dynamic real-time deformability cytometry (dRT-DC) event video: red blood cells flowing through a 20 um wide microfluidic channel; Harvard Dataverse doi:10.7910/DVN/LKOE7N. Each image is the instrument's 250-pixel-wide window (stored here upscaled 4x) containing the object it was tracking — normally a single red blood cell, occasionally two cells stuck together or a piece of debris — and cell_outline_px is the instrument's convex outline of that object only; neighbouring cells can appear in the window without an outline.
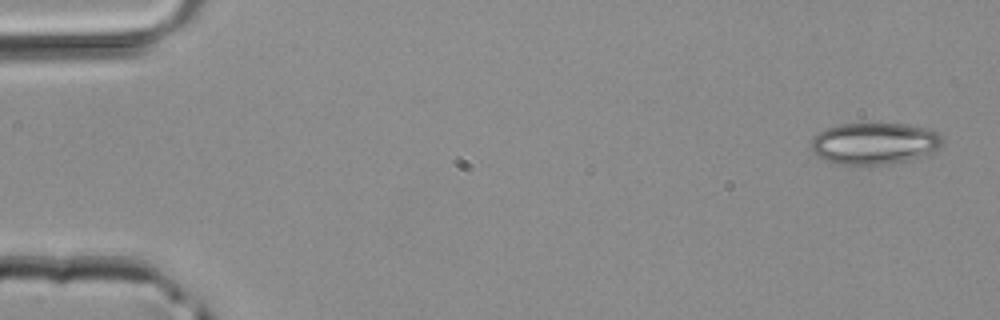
{"species": "common noctule bat (a hibernating species)", "species_latin": "Nyctalus noctula", "temperature_condition": "room temperature", "stored_images_in_passage": 4, "camera_frame_rate_fps": 3000, "um_per_image_px": 0.085, "animal": {"sex": "male", "body_mass_g": 20.4}, "frame": {"image": 1, "passage_image": 1, "time_ms": 0.0, "image_size_px": [1000, 320], "cell_outline_px": [[944, 140], [932, 152], [920, 156], [888, 164], [836, 164], [824, 160], [812, 152], [812, 140], [824, 128], [840, 124], [904, 124], [924, 128], [936, 132], [944, 136]], "centroid_in_image_um": [74.29, 12.19], "position_along_channel_um": 10.7, "area_um2": 31.44}}